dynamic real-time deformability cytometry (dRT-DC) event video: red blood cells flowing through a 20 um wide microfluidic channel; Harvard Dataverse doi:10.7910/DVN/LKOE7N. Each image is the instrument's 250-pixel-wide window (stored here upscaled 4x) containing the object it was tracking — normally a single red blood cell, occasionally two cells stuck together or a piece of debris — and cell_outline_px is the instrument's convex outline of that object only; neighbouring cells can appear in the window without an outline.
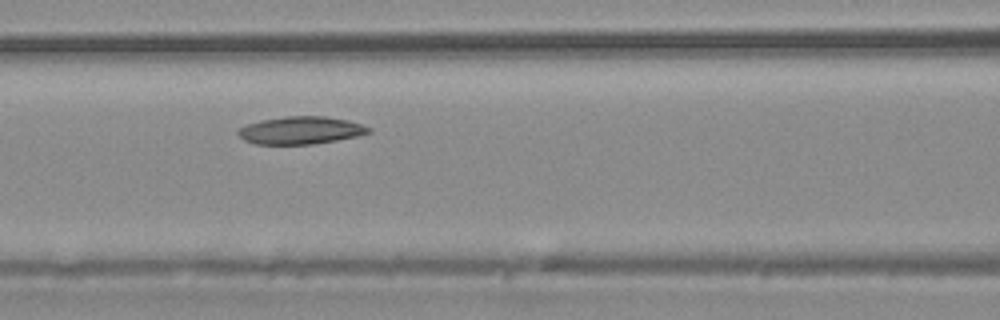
{"species": "common noctule bat (a hibernating species)", "species_latin": "Nyctalus noctula", "temperature_condition": "warm", "stored_images_in_passage": 4, "camera_frame_rate_fps": 3000, "um_per_image_px": 0.085, "animal": {"sex": "male", "body_mass_g": 20.4}, "frame": {"image": 1, "passage_image": 3, "time_ms": 2.333, "image_size_px": [1000, 320], "cell_outline_px": [[372, 132], [356, 136], [336, 140], [312, 144], [256, 144], [244, 140], [236, 132], [240, 128], [248, 124], [260, 120], [288, 116], [324, 116], [348, 120], [372, 128]], "centroid_in_image_um": [25.57, 11.07], "position_along_channel_um": 141.0, "area_um2": 20.87}}